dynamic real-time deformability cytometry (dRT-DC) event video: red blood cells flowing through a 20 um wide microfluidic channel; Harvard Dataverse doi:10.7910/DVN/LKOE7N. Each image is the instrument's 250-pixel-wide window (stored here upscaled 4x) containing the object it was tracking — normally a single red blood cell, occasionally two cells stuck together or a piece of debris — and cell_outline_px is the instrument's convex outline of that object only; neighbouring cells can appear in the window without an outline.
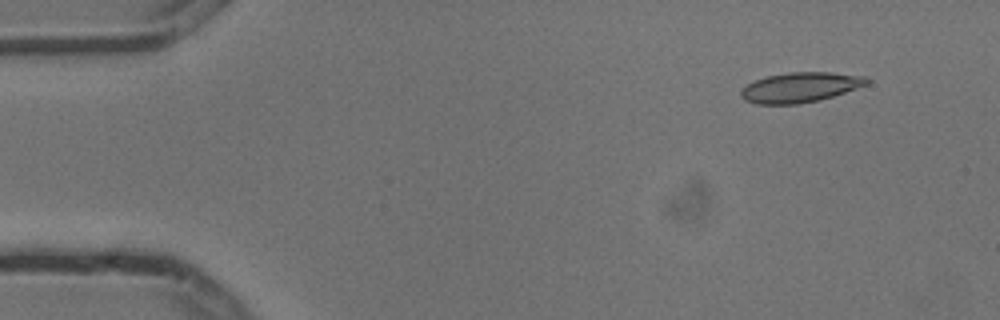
{"species": "common noctule bat (a hibernating species)", "species_latin": "Nyctalus noctula", "temperature_condition": "cold", "stored_images_in_passage": 4, "camera_frame_rate_fps": 3000, "um_per_image_px": 0.085, "animal": {"sex": "male", "body_mass_g": 13.3}, "frame": {"image": 1, "passage_image": 2, "time_ms": 0.333, "image_size_px": [1000, 320], "cell_outline_px": [[872, 80], [868, 84], [820, 100], [796, 104], [756, 104], [744, 100], [740, 96], [740, 92], [748, 84], [756, 80], [768, 76], [788, 72], [832, 72], [864, 76]], "centroid_in_image_um": [68.03, 7.42], "position_along_channel_um": 17.0, "area_um2": 21.91}}
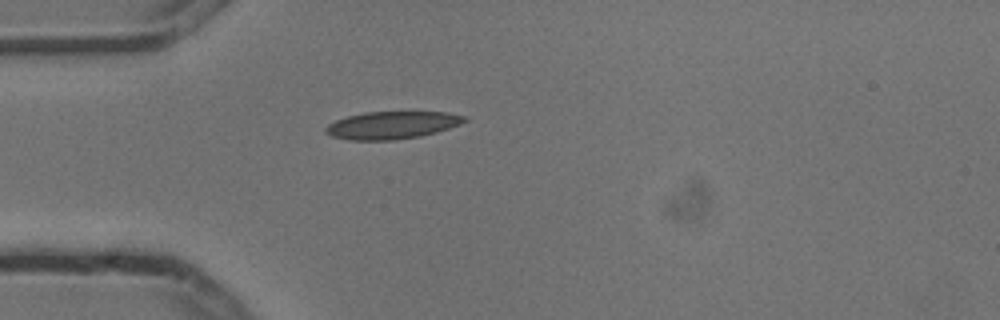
{"frame": {"image": 2, "passage_image": 4, "time_ms": 1.0, "image_size_px": [1000, 320], "cell_outline_px": [[468, 120], [460, 124], [436, 132], [420, 136], [392, 140], [348, 140], [332, 136], [324, 132], [324, 128], [328, 124], [336, 120], [348, 116], [364, 112], [448, 112], [468, 116]], "centroid_in_image_um": [33.32, 10.63], "position_along_channel_um": 51.7, "area_um2": 22.31}}